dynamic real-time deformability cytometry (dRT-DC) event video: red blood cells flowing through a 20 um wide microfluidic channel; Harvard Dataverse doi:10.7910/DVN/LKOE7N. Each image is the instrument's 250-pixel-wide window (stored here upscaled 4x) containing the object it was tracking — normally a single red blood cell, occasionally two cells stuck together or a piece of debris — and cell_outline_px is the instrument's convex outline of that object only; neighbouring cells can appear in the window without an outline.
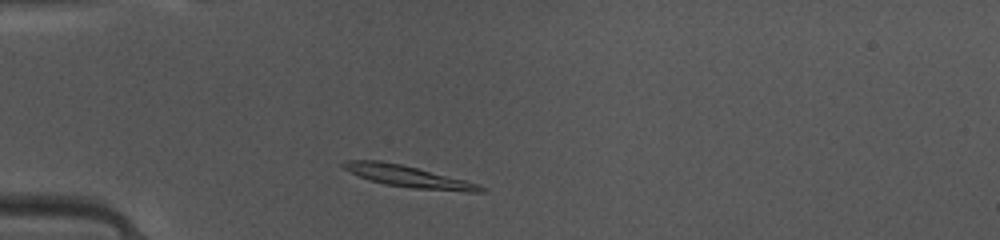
{"species": "common noctule bat (a hibernating species)", "species_latin": "Nyctalus noctula", "temperature_condition": "warm", "stored_images_in_passage": 38, "camera_frame_rate_fps": 3000, "um_per_image_px": 0.085, "animal": {"sex": "female", "body_mass_g": 10.0, "forearm_length_mm": 53.1}, "frame": {"image": 1, "passage_image": 4, "time_ms": 1.0, "image_size_px": [1000, 240], "cell_outline_px": [[488, 188], [484, 192], [468, 192], [412, 188], [384, 184], [368, 180], [344, 168], [340, 164], [348, 160], [380, 160], [400, 164], [480, 184]], "centroid_in_image_um": [34.74, 15.01], "position_along_channel_um": 50.3, "area_um2": 17.11}}
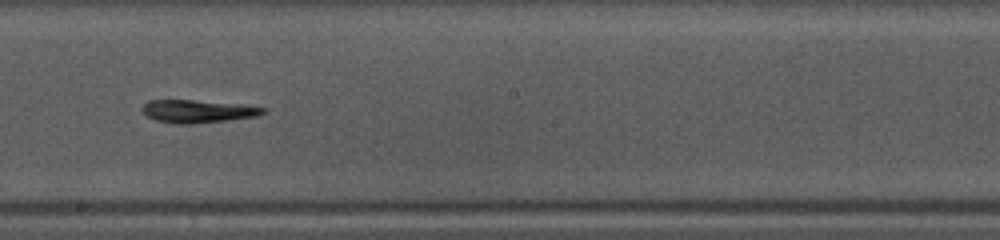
{"frame": {"image": 2, "passage_image": 18, "time_ms": 5.667, "image_size_px": [1000, 240], "cell_outline_px": [[268, 112], [260, 116], [228, 120], [192, 124], [172, 124], [156, 120], [148, 116], [144, 112], [144, 104], [148, 100], [192, 100], [244, 104], [264, 108]], "centroid_in_image_um": [16.88, 9.46], "position_along_channel_um": 231.3, "area_um2": 16.18}}
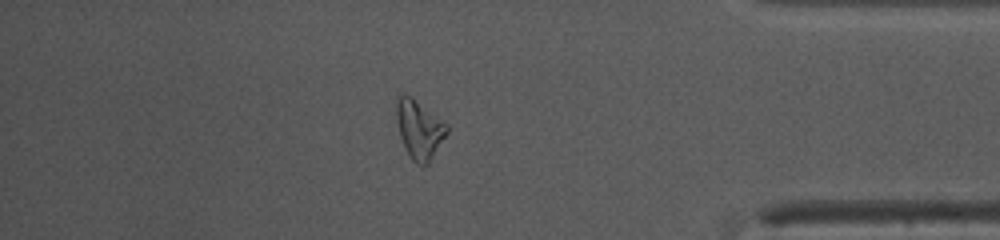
{"frame": {"image": 3, "passage_image": 32, "time_ms": 10.333, "image_size_px": [1000, 240], "cell_outline_px": [[448, 132], [428, 164], [424, 168], [416, 164], [412, 160], [400, 136], [396, 120], [396, 100], [404, 92], [412, 96], [448, 124]], "centroid_in_image_um": [35.64, 10.98], "position_along_channel_um": 399.6, "area_um2": 17.4}}